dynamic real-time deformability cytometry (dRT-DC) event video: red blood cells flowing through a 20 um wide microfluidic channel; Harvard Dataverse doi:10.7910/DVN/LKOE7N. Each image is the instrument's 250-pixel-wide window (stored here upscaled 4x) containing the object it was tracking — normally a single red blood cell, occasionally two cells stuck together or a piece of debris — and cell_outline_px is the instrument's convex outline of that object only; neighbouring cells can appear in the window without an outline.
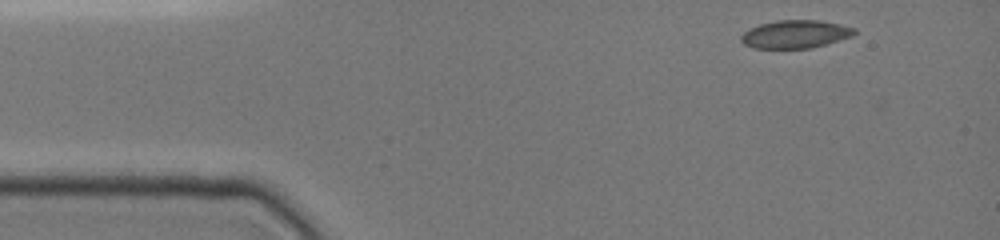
{"species": "common noctule bat (a hibernating species)", "species_latin": "Nyctalus noctula", "temperature_condition": "cold", "stored_images_in_passage": 29, "camera_frame_rate_fps": 3000, "um_per_image_px": 0.085, "animal": {"sex": "female", "body_mass_g": 19.0, "forearm_length_mm": 51.5}, "frame": {"image": 1, "passage_image": 1, "time_ms": 0.0, "image_size_px": [1000, 240], "cell_outline_px": [[856, 32], [852, 36], [812, 48], [752, 48], [744, 44], [740, 40], [740, 36], [744, 32], [760, 24], [776, 20], [820, 20], [840, 24], [856, 28]], "centroid_in_image_um": [67.6, 2.9], "position_along_channel_um": 17.4, "area_um2": 18.5}}
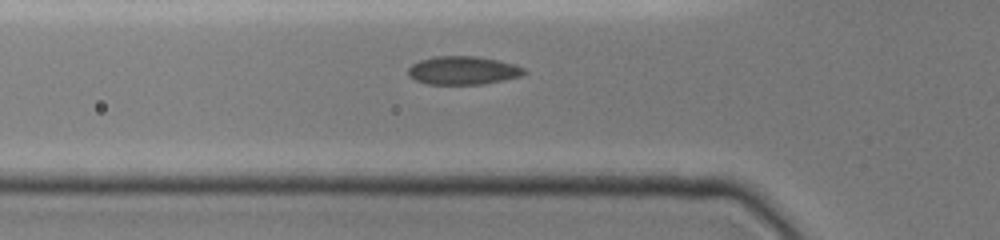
{"frame": {"image": 2, "passage_image": 17, "time_ms": 3.667, "image_size_px": [1000, 240], "cell_outline_px": [[528, 72], [520, 76], [504, 80], [484, 84], [428, 84], [416, 80], [408, 76], [408, 68], [412, 64], [420, 60], [432, 56], [476, 56], [500, 60], [516, 64], [524, 68]], "centroid_in_image_um": [39.38, 5.98], "position_along_channel_um": 86.4, "area_um2": 19.36}}
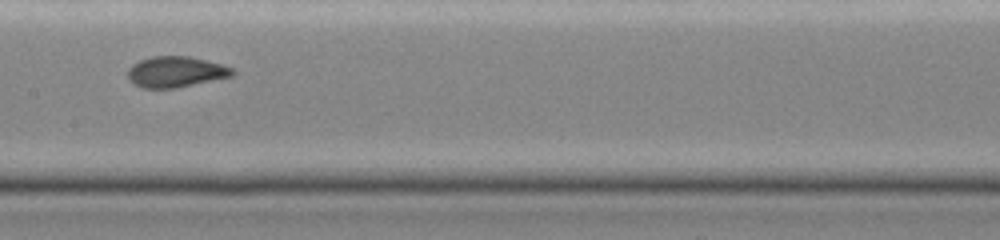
{"frame": {"image": 3, "passage_image": 28, "time_ms": 6.333, "image_size_px": [1000, 240], "cell_outline_px": [[236, 72], [232, 76], [176, 88], [144, 88], [128, 80], [128, 68], [132, 64], [140, 60], [152, 56], [188, 56], [220, 64], [232, 68]], "centroid_in_image_um": [14.92, 6.1], "position_along_channel_um": 192.5, "area_um2": 18.67}}